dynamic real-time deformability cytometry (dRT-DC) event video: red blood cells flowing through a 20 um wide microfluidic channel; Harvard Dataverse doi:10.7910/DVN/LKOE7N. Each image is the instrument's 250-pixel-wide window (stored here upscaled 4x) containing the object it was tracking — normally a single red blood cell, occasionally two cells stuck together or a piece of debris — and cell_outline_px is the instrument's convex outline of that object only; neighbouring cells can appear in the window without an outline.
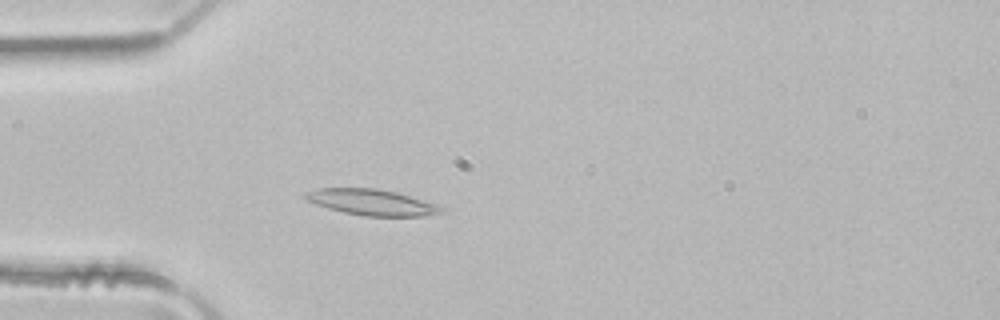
{"species": "common noctule bat (a hibernating species)", "species_latin": "Nyctalus noctula", "temperature_condition": "room temperature", "stored_images_in_passage": 3, "camera_frame_rate_fps": 3000, "um_per_image_px": 0.085, "animal": {"sex": "male", "body_mass_g": 21.5, "forearm_length_mm": 52.0}, "frame": {"image": 1, "passage_image": 3, "time_ms": 0.667, "image_size_px": [1000, 320], "cell_outline_px": [[448, 208], [440, 212], [424, 216], [364, 216], [344, 212], [328, 208], [316, 204], [308, 200], [304, 196], [304, 192], [316, 188], [376, 188], [396, 192], [436, 204]], "centroid_in_image_um": [31.59, 17.19], "position_along_channel_um": 53.4, "area_um2": 20.46}}